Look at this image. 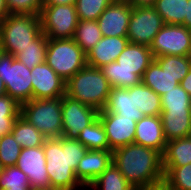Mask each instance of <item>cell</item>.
<instances>
[{
    "label": "cell",
    "mask_w": 191,
    "mask_h": 190,
    "mask_svg": "<svg viewBox=\"0 0 191 190\" xmlns=\"http://www.w3.org/2000/svg\"><path fill=\"white\" fill-rule=\"evenodd\" d=\"M41 33L40 15L9 14L0 23V46L15 57Z\"/></svg>",
    "instance_id": "5"
},
{
    "label": "cell",
    "mask_w": 191,
    "mask_h": 190,
    "mask_svg": "<svg viewBox=\"0 0 191 190\" xmlns=\"http://www.w3.org/2000/svg\"><path fill=\"white\" fill-rule=\"evenodd\" d=\"M190 46H191V29H190Z\"/></svg>",
    "instance_id": "51"
},
{
    "label": "cell",
    "mask_w": 191,
    "mask_h": 190,
    "mask_svg": "<svg viewBox=\"0 0 191 190\" xmlns=\"http://www.w3.org/2000/svg\"><path fill=\"white\" fill-rule=\"evenodd\" d=\"M153 60L150 47L129 42L115 62L99 69L112 88H128L141 83Z\"/></svg>",
    "instance_id": "3"
},
{
    "label": "cell",
    "mask_w": 191,
    "mask_h": 190,
    "mask_svg": "<svg viewBox=\"0 0 191 190\" xmlns=\"http://www.w3.org/2000/svg\"><path fill=\"white\" fill-rule=\"evenodd\" d=\"M45 62L65 81L87 65L86 53L72 38H48Z\"/></svg>",
    "instance_id": "7"
},
{
    "label": "cell",
    "mask_w": 191,
    "mask_h": 190,
    "mask_svg": "<svg viewBox=\"0 0 191 190\" xmlns=\"http://www.w3.org/2000/svg\"><path fill=\"white\" fill-rule=\"evenodd\" d=\"M111 88L99 68L86 65L66 81L65 94L100 111L107 104Z\"/></svg>",
    "instance_id": "4"
},
{
    "label": "cell",
    "mask_w": 191,
    "mask_h": 190,
    "mask_svg": "<svg viewBox=\"0 0 191 190\" xmlns=\"http://www.w3.org/2000/svg\"><path fill=\"white\" fill-rule=\"evenodd\" d=\"M102 37L96 20H79L72 39L87 54Z\"/></svg>",
    "instance_id": "29"
},
{
    "label": "cell",
    "mask_w": 191,
    "mask_h": 190,
    "mask_svg": "<svg viewBox=\"0 0 191 190\" xmlns=\"http://www.w3.org/2000/svg\"><path fill=\"white\" fill-rule=\"evenodd\" d=\"M77 0H43V5H75Z\"/></svg>",
    "instance_id": "40"
},
{
    "label": "cell",
    "mask_w": 191,
    "mask_h": 190,
    "mask_svg": "<svg viewBox=\"0 0 191 190\" xmlns=\"http://www.w3.org/2000/svg\"><path fill=\"white\" fill-rule=\"evenodd\" d=\"M141 82L159 96L180 84L175 77L164 71L155 60L144 72Z\"/></svg>",
    "instance_id": "23"
},
{
    "label": "cell",
    "mask_w": 191,
    "mask_h": 190,
    "mask_svg": "<svg viewBox=\"0 0 191 190\" xmlns=\"http://www.w3.org/2000/svg\"><path fill=\"white\" fill-rule=\"evenodd\" d=\"M112 162L134 187H146L164 181L162 154L136 143L112 151Z\"/></svg>",
    "instance_id": "2"
},
{
    "label": "cell",
    "mask_w": 191,
    "mask_h": 190,
    "mask_svg": "<svg viewBox=\"0 0 191 190\" xmlns=\"http://www.w3.org/2000/svg\"><path fill=\"white\" fill-rule=\"evenodd\" d=\"M112 163V150H87L76 168L78 180L87 188Z\"/></svg>",
    "instance_id": "17"
},
{
    "label": "cell",
    "mask_w": 191,
    "mask_h": 190,
    "mask_svg": "<svg viewBox=\"0 0 191 190\" xmlns=\"http://www.w3.org/2000/svg\"><path fill=\"white\" fill-rule=\"evenodd\" d=\"M127 37H102V39L86 54L87 65L95 68L115 62L125 49Z\"/></svg>",
    "instance_id": "19"
},
{
    "label": "cell",
    "mask_w": 191,
    "mask_h": 190,
    "mask_svg": "<svg viewBox=\"0 0 191 190\" xmlns=\"http://www.w3.org/2000/svg\"><path fill=\"white\" fill-rule=\"evenodd\" d=\"M164 25L160 14L152 6H132L127 38L131 43L150 47Z\"/></svg>",
    "instance_id": "10"
},
{
    "label": "cell",
    "mask_w": 191,
    "mask_h": 190,
    "mask_svg": "<svg viewBox=\"0 0 191 190\" xmlns=\"http://www.w3.org/2000/svg\"><path fill=\"white\" fill-rule=\"evenodd\" d=\"M4 53V51H3V49L1 48V46H0V57H1V55Z\"/></svg>",
    "instance_id": "49"
},
{
    "label": "cell",
    "mask_w": 191,
    "mask_h": 190,
    "mask_svg": "<svg viewBox=\"0 0 191 190\" xmlns=\"http://www.w3.org/2000/svg\"><path fill=\"white\" fill-rule=\"evenodd\" d=\"M6 94V89L3 80L0 78V96Z\"/></svg>",
    "instance_id": "45"
},
{
    "label": "cell",
    "mask_w": 191,
    "mask_h": 190,
    "mask_svg": "<svg viewBox=\"0 0 191 190\" xmlns=\"http://www.w3.org/2000/svg\"><path fill=\"white\" fill-rule=\"evenodd\" d=\"M99 111L75 100L66 94L62 96V136L77 140L80 132L90 125L97 117Z\"/></svg>",
    "instance_id": "12"
},
{
    "label": "cell",
    "mask_w": 191,
    "mask_h": 190,
    "mask_svg": "<svg viewBox=\"0 0 191 190\" xmlns=\"http://www.w3.org/2000/svg\"><path fill=\"white\" fill-rule=\"evenodd\" d=\"M30 190H57V189L49 187V188H37V189H30Z\"/></svg>",
    "instance_id": "46"
},
{
    "label": "cell",
    "mask_w": 191,
    "mask_h": 190,
    "mask_svg": "<svg viewBox=\"0 0 191 190\" xmlns=\"http://www.w3.org/2000/svg\"><path fill=\"white\" fill-rule=\"evenodd\" d=\"M163 166H184L191 163V138L168 141L162 155Z\"/></svg>",
    "instance_id": "24"
},
{
    "label": "cell",
    "mask_w": 191,
    "mask_h": 190,
    "mask_svg": "<svg viewBox=\"0 0 191 190\" xmlns=\"http://www.w3.org/2000/svg\"><path fill=\"white\" fill-rule=\"evenodd\" d=\"M16 166L27 175L30 189L51 187L43 146L23 148Z\"/></svg>",
    "instance_id": "14"
},
{
    "label": "cell",
    "mask_w": 191,
    "mask_h": 190,
    "mask_svg": "<svg viewBox=\"0 0 191 190\" xmlns=\"http://www.w3.org/2000/svg\"><path fill=\"white\" fill-rule=\"evenodd\" d=\"M48 38L42 32L30 45L21 50L15 58L25 64L29 69L46 61Z\"/></svg>",
    "instance_id": "28"
},
{
    "label": "cell",
    "mask_w": 191,
    "mask_h": 190,
    "mask_svg": "<svg viewBox=\"0 0 191 190\" xmlns=\"http://www.w3.org/2000/svg\"><path fill=\"white\" fill-rule=\"evenodd\" d=\"M15 141L23 148L43 146L46 137L32 124L19 116L11 131Z\"/></svg>",
    "instance_id": "27"
},
{
    "label": "cell",
    "mask_w": 191,
    "mask_h": 190,
    "mask_svg": "<svg viewBox=\"0 0 191 190\" xmlns=\"http://www.w3.org/2000/svg\"><path fill=\"white\" fill-rule=\"evenodd\" d=\"M131 6H153L155 0H126Z\"/></svg>",
    "instance_id": "41"
},
{
    "label": "cell",
    "mask_w": 191,
    "mask_h": 190,
    "mask_svg": "<svg viewBox=\"0 0 191 190\" xmlns=\"http://www.w3.org/2000/svg\"><path fill=\"white\" fill-rule=\"evenodd\" d=\"M163 134L166 141L187 137L191 111H161Z\"/></svg>",
    "instance_id": "21"
},
{
    "label": "cell",
    "mask_w": 191,
    "mask_h": 190,
    "mask_svg": "<svg viewBox=\"0 0 191 190\" xmlns=\"http://www.w3.org/2000/svg\"><path fill=\"white\" fill-rule=\"evenodd\" d=\"M9 15L6 0H0V23Z\"/></svg>",
    "instance_id": "43"
},
{
    "label": "cell",
    "mask_w": 191,
    "mask_h": 190,
    "mask_svg": "<svg viewBox=\"0 0 191 190\" xmlns=\"http://www.w3.org/2000/svg\"><path fill=\"white\" fill-rule=\"evenodd\" d=\"M0 78L4 82L6 94L20 105L32 100L31 69L13 55L7 53L1 55Z\"/></svg>",
    "instance_id": "8"
},
{
    "label": "cell",
    "mask_w": 191,
    "mask_h": 190,
    "mask_svg": "<svg viewBox=\"0 0 191 190\" xmlns=\"http://www.w3.org/2000/svg\"><path fill=\"white\" fill-rule=\"evenodd\" d=\"M129 94H133L134 105L144 116H159L161 114V96L142 82L128 87Z\"/></svg>",
    "instance_id": "22"
},
{
    "label": "cell",
    "mask_w": 191,
    "mask_h": 190,
    "mask_svg": "<svg viewBox=\"0 0 191 190\" xmlns=\"http://www.w3.org/2000/svg\"><path fill=\"white\" fill-rule=\"evenodd\" d=\"M98 118L107 135L109 150L134 143L136 121L133 118L109 113L104 109L99 111Z\"/></svg>",
    "instance_id": "13"
},
{
    "label": "cell",
    "mask_w": 191,
    "mask_h": 190,
    "mask_svg": "<svg viewBox=\"0 0 191 190\" xmlns=\"http://www.w3.org/2000/svg\"><path fill=\"white\" fill-rule=\"evenodd\" d=\"M42 32L51 39L73 38L79 22L75 5H43L40 13Z\"/></svg>",
    "instance_id": "9"
},
{
    "label": "cell",
    "mask_w": 191,
    "mask_h": 190,
    "mask_svg": "<svg viewBox=\"0 0 191 190\" xmlns=\"http://www.w3.org/2000/svg\"><path fill=\"white\" fill-rule=\"evenodd\" d=\"M185 27L191 29V0L187 2V15L185 16Z\"/></svg>",
    "instance_id": "44"
},
{
    "label": "cell",
    "mask_w": 191,
    "mask_h": 190,
    "mask_svg": "<svg viewBox=\"0 0 191 190\" xmlns=\"http://www.w3.org/2000/svg\"><path fill=\"white\" fill-rule=\"evenodd\" d=\"M132 6L114 0L96 20L103 37H127Z\"/></svg>",
    "instance_id": "16"
},
{
    "label": "cell",
    "mask_w": 191,
    "mask_h": 190,
    "mask_svg": "<svg viewBox=\"0 0 191 190\" xmlns=\"http://www.w3.org/2000/svg\"><path fill=\"white\" fill-rule=\"evenodd\" d=\"M104 110L123 117L133 118L136 122L144 117L143 113L134 105L133 94H129L127 88H111Z\"/></svg>",
    "instance_id": "20"
},
{
    "label": "cell",
    "mask_w": 191,
    "mask_h": 190,
    "mask_svg": "<svg viewBox=\"0 0 191 190\" xmlns=\"http://www.w3.org/2000/svg\"><path fill=\"white\" fill-rule=\"evenodd\" d=\"M188 0H155L152 6L165 24L184 25Z\"/></svg>",
    "instance_id": "25"
},
{
    "label": "cell",
    "mask_w": 191,
    "mask_h": 190,
    "mask_svg": "<svg viewBox=\"0 0 191 190\" xmlns=\"http://www.w3.org/2000/svg\"><path fill=\"white\" fill-rule=\"evenodd\" d=\"M161 111H191V96L179 84L161 96Z\"/></svg>",
    "instance_id": "34"
},
{
    "label": "cell",
    "mask_w": 191,
    "mask_h": 190,
    "mask_svg": "<svg viewBox=\"0 0 191 190\" xmlns=\"http://www.w3.org/2000/svg\"><path fill=\"white\" fill-rule=\"evenodd\" d=\"M0 190H9V189H1V188H0ZM22 190H30V189H22Z\"/></svg>",
    "instance_id": "50"
},
{
    "label": "cell",
    "mask_w": 191,
    "mask_h": 190,
    "mask_svg": "<svg viewBox=\"0 0 191 190\" xmlns=\"http://www.w3.org/2000/svg\"><path fill=\"white\" fill-rule=\"evenodd\" d=\"M160 67L180 83L191 68V56L165 55L155 57Z\"/></svg>",
    "instance_id": "33"
},
{
    "label": "cell",
    "mask_w": 191,
    "mask_h": 190,
    "mask_svg": "<svg viewBox=\"0 0 191 190\" xmlns=\"http://www.w3.org/2000/svg\"><path fill=\"white\" fill-rule=\"evenodd\" d=\"M77 140L88 150H109L107 135L98 117L80 132Z\"/></svg>",
    "instance_id": "30"
},
{
    "label": "cell",
    "mask_w": 191,
    "mask_h": 190,
    "mask_svg": "<svg viewBox=\"0 0 191 190\" xmlns=\"http://www.w3.org/2000/svg\"><path fill=\"white\" fill-rule=\"evenodd\" d=\"M164 182L169 190H191V163L184 166H163Z\"/></svg>",
    "instance_id": "32"
},
{
    "label": "cell",
    "mask_w": 191,
    "mask_h": 190,
    "mask_svg": "<svg viewBox=\"0 0 191 190\" xmlns=\"http://www.w3.org/2000/svg\"><path fill=\"white\" fill-rule=\"evenodd\" d=\"M3 170H4V166H3V164L0 161V174L3 172Z\"/></svg>",
    "instance_id": "47"
},
{
    "label": "cell",
    "mask_w": 191,
    "mask_h": 190,
    "mask_svg": "<svg viewBox=\"0 0 191 190\" xmlns=\"http://www.w3.org/2000/svg\"><path fill=\"white\" fill-rule=\"evenodd\" d=\"M187 137L191 138V121H190V128Z\"/></svg>",
    "instance_id": "48"
},
{
    "label": "cell",
    "mask_w": 191,
    "mask_h": 190,
    "mask_svg": "<svg viewBox=\"0 0 191 190\" xmlns=\"http://www.w3.org/2000/svg\"><path fill=\"white\" fill-rule=\"evenodd\" d=\"M20 116L46 138L62 136V97L25 102L21 104Z\"/></svg>",
    "instance_id": "6"
},
{
    "label": "cell",
    "mask_w": 191,
    "mask_h": 190,
    "mask_svg": "<svg viewBox=\"0 0 191 190\" xmlns=\"http://www.w3.org/2000/svg\"><path fill=\"white\" fill-rule=\"evenodd\" d=\"M51 187L57 190L87 189L76 177L78 163L87 148L78 140L46 138L43 144Z\"/></svg>",
    "instance_id": "1"
},
{
    "label": "cell",
    "mask_w": 191,
    "mask_h": 190,
    "mask_svg": "<svg viewBox=\"0 0 191 190\" xmlns=\"http://www.w3.org/2000/svg\"><path fill=\"white\" fill-rule=\"evenodd\" d=\"M9 14L40 15L42 0H6Z\"/></svg>",
    "instance_id": "38"
},
{
    "label": "cell",
    "mask_w": 191,
    "mask_h": 190,
    "mask_svg": "<svg viewBox=\"0 0 191 190\" xmlns=\"http://www.w3.org/2000/svg\"><path fill=\"white\" fill-rule=\"evenodd\" d=\"M22 147L15 141L12 133L0 139V161L4 167L14 166L17 163Z\"/></svg>",
    "instance_id": "37"
},
{
    "label": "cell",
    "mask_w": 191,
    "mask_h": 190,
    "mask_svg": "<svg viewBox=\"0 0 191 190\" xmlns=\"http://www.w3.org/2000/svg\"><path fill=\"white\" fill-rule=\"evenodd\" d=\"M92 190H134L123 174L112 162L111 165L97 177L88 187Z\"/></svg>",
    "instance_id": "26"
},
{
    "label": "cell",
    "mask_w": 191,
    "mask_h": 190,
    "mask_svg": "<svg viewBox=\"0 0 191 190\" xmlns=\"http://www.w3.org/2000/svg\"><path fill=\"white\" fill-rule=\"evenodd\" d=\"M139 190H169V188L168 185L163 181L155 185L139 187Z\"/></svg>",
    "instance_id": "42"
},
{
    "label": "cell",
    "mask_w": 191,
    "mask_h": 190,
    "mask_svg": "<svg viewBox=\"0 0 191 190\" xmlns=\"http://www.w3.org/2000/svg\"><path fill=\"white\" fill-rule=\"evenodd\" d=\"M180 86L191 96V68L188 74L180 82Z\"/></svg>",
    "instance_id": "39"
},
{
    "label": "cell",
    "mask_w": 191,
    "mask_h": 190,
    "mask_svg": "<svg viewBox=\"0 0 191 190\" xmlns=\"http://www.w3.org/2000/svg\"><path fill=\"white\" fill-rule=\"evenodd\" d=\"M32 99L59 98L65 95L66 81L46 62L31 69Z\"/></svg>",
    "instance_id": "15"
},
{
    "label": "cell",
    "mask_w": 191,
    "mask_h": 190,
    "mask_svg": "<svg viewBox=\"0 0 191 190\" xmlns=\"http://www.w3.org/2000/svg\"><path fill=\"white\" fill-rule=\"evenodd\" d=\"M0 188L9 190L30 189L27 175L16 165L4 167L0 174Z\"/></svg>",
    "instance_id": "35"
},
{
    "label": "cell",
    "mask_w": 191,
    "mask_h": 190,
    "mask_svg": "<svg viewBox=\"0 0 191 190\" xmlns=\"http://www.w3.org/2000/svg\"><path fill=\"white\" fill-rule=\"evenodd\" d=\"M114 0H77L75 7L79 20H97Z\"/></svg>",
    "instance_id": "36"
},
{
    "label": "cell",
    "mask_w": 191,
    "mask_h": 190,
    "mask_svg": "<svg viewBox=\"0 0 191 190\" xmlns=\"http://www.w3.org/2000/svg\"><path fill=\"white\" fill-rule=\"evenodd\" d=\"M150 49L153 57L191 56L190 29L184 25L165 24L155 36Z\"/></svg>",
    "instance_id": "11"
},
{
    "label": "cell",
    "mask_w": 191,
    "mask_h": 190,
    "mask_svg": "<svg viewBox=\"0 0 191 190\" xmlns=\"http://www.w3.org/2000/svg\"><path fill=\"white\" fill-rule=\"evenodd\" d=\"M134 143L152 148L163 155L167 141L160 115L144 116L136 122Z\"/></svg>",
    "instance_id": "18"
},
{
    "label": "cell",
    "mask_w": 191,
    "mask_h": 190,
    "mask_svg": "<svg viewBox=\"0 0 191 190\" xmlns=\"http://www.w3.org/2000/svg\"><path fill=\"white\" fill-rule=\"evenodd\" d=\"M20 111L21 105L10 95L0 96V137L11 133Z\"/></svg>",
    "instance_id": "31"
}]
</instances>
